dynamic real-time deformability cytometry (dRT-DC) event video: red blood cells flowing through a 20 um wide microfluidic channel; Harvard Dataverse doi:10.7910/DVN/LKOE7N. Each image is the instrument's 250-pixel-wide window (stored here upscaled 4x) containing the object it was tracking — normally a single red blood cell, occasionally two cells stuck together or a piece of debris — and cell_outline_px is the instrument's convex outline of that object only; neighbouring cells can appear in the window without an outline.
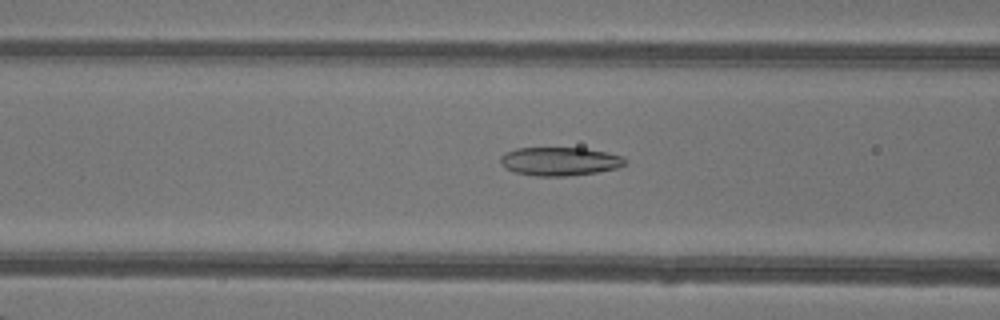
{"species": "common noctule bat (a hibernating species)", "species_latin": "Nyctalus noctula", "temperature_condition": "warm", "stored_images_in_passage": 48, "camera_frame_rate_fps": 3000, "um_per_image_px": 0.085, "animal": {"sex": "female"}, "frame": {"image": 1, "passage_image": 19, "time_ms": 6.0, "image_size_px": [1000, 320], "cell_outline_px": [[624, 164], [616, 168], [596, 172], [564, 176], [536, 176], [516, 172], [500, 164], [500, 156], [504, 152], [516, 148], [584, 148], [624, 156]], "centroid_in_image_um": [47.53, 13.7], "position_along_channel_um": 119.1, "area_um2": 20.46}}
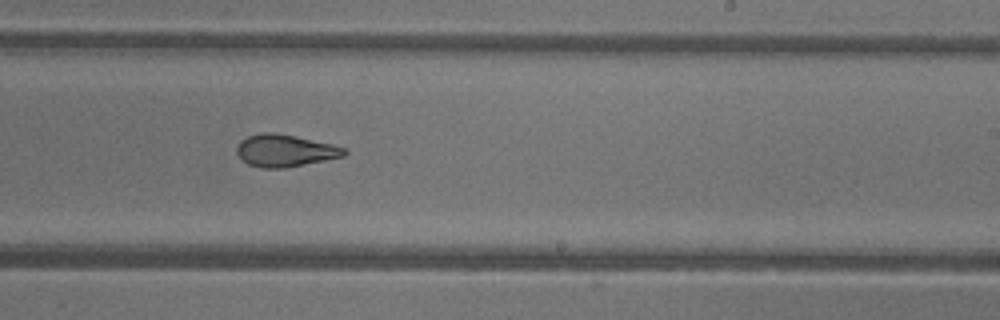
{"frame": {"image": 2, "passage_image": 29, "time_ms": 9.333, "image_size_px": [1000, 320], "cell_outline_px": [[348, 152], [344, 156], [284, 168], [260, 168], [248, 164], [236, 152], [236, 148], [240, 140], [248, 136], [260, 132], [276, 132], [296, 136], [332, 144], [344, 148]], "centroid_in_image_um": [24.2, 12.79], "position_along_channel_um": 264.8, "area_um2": 20.11}}
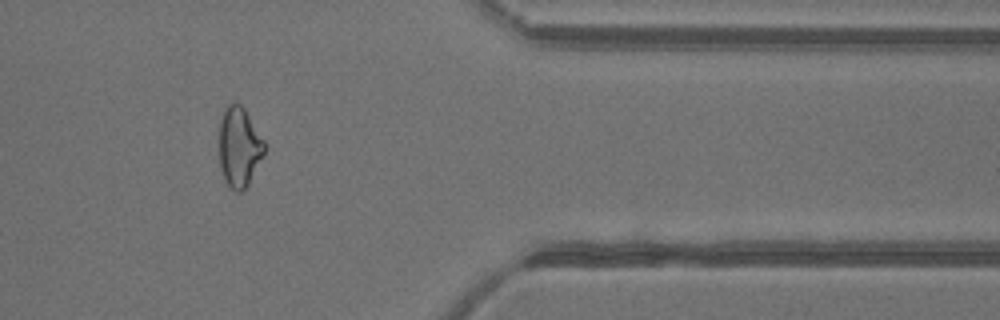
{"frame": {"image": 3, "passage_image": 39, "time_ms": 12.667, "image_size_px": [1000, 320], "cell_outline_px": [[264, 156], [248, 184], [240, 192], [236, 192], [228, 184], [220, 168], [220, 116], [224, 108], [228, 104], [240, 104], [244, 108], [264, 140]], "centroid_in_image_um": [20.33, 12.47], "position_along_channel_um": 391.1, "area_um2": 20.81}, "authors_computed_cell_mechanics": {"area_um2": 22.0218, "velocity_mm_per_s": 4.3853, "shape_relaxation_time_tau1_ms": 6.8767, "shape_relaxation_time_tau2_ms": 1.8431, "deformation_change_tau1": 0.1895, "deformation_change_tau2": 0.0831}}